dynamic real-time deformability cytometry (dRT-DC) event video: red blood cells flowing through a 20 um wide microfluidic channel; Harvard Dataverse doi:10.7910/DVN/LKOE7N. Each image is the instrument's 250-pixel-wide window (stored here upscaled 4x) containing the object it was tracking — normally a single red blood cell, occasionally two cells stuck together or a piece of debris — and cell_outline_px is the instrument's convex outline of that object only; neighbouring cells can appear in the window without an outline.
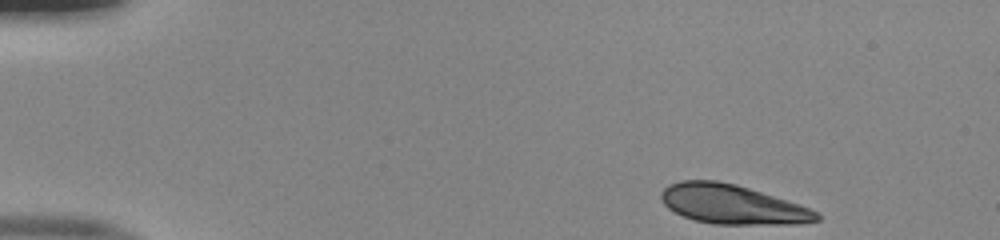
{"species": "human", "species_latin": "Homo sapiens", "temperature_condition": "room temperature", "stored_images_in_passage": 45, "camera_frame_rate_fps": 3000, "um_per_image_px": 0.085, "donor": {"sex": "male"}, "frame": {"image": 1, "passage_image": 1, "time_ms": 0.0, "image_size_px": [1000, 240], "cell_outline_px": [[820, 220], [800, 224], [712, 224], [696, 220], [684, 216], [668, 208], [664, 204], [660, 196], [660, 192], [668, 184], [680, 180], [716, 180], [736, 184], [800, 204], [820, 212]], "centroid_in_image_um": [62.26, 17.37], "position_along_channel_um": 22.7, "area_um2": 35.78}}
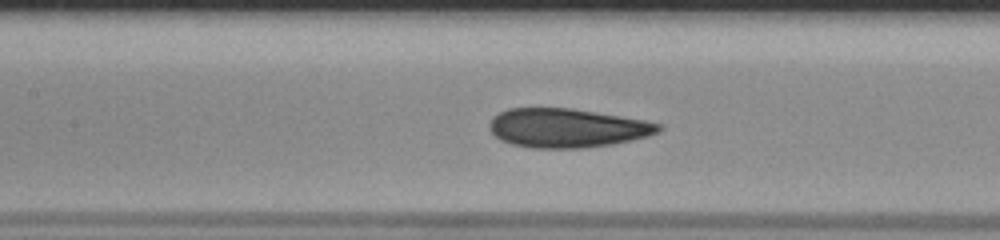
{"frame": {"image": 2, "passage_image": 19, "time_ms": 6.0, "image_size_px": [1000, 240], "cell_outline_px": [[664, 128], [660, 132], [648, 136], [632, 140], [612, 144], [584, 148], [532, 148], [512, 144], [500, 140], [492, 132], [488, 124], [492, 116], [508, 108], [572, 108], [644, 120], [660, 124]], "centroid_in_image_um": [48.2, 10.88], "position_along_channel_um": 159.2, "area_um2": 38.55}}
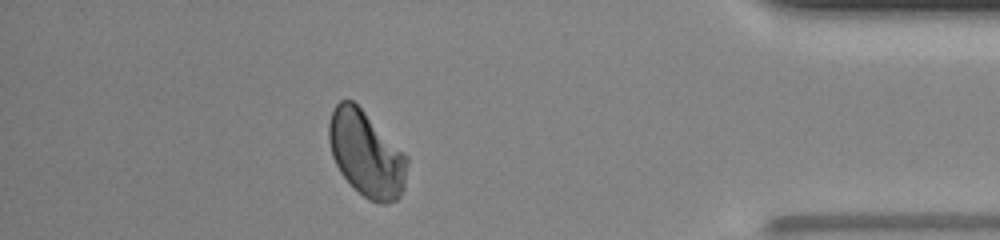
{"frame": {"image": 3, "passage_image": 40, "time_ms": 13.0, "image_size_px": [1000, 240], "cell_outline_px": [[408, 164], [404, 188], [400, 196], [396, 200], [384, 204], [380, 204], [368, 200], [352, 188], [340, 172], [332, 156], [328, 140], [328, 124], [332, 112], [336, 104], [340, 100], [352, 100], [408, 156]], "centroid_in_image_um": [31.13, 13.12], "position_along_channel_um": 404.1, "area_um2": 39.13}, "authors_computed_cell_mechanics": {"area_um2": 38.5526, "velocity_mm_per_s": 4.0035, "shape_relaxation_time_tau1_ms": 3.5089, "shape_relaxation_time_tau2_ms": 1.0594, "deformation_change_tau1": 0.1176, "deformation_change_tau2": 0.0363}}